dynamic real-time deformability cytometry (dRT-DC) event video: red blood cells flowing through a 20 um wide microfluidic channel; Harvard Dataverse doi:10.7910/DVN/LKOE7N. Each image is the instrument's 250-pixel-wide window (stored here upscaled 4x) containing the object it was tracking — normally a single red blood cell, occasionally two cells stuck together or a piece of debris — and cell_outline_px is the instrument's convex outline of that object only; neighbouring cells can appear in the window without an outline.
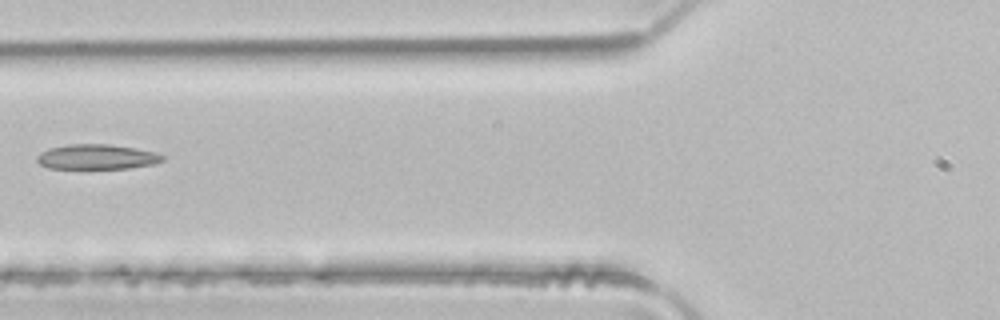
{"species": "common noctule bat (a hibernating species)", "species_latin": "Nyctalus noctula", "temperature_condition": "room temperature", "stored_images_in_passage": 2, "camera_frame_rate_fps": 3000, "um_per_image_px": 0.085, "animal": {"sex": "male", "body_mass_g": 21.5, "forearm_length_mm": 52.0}, "frame": {"image": 1, "passage_image": 2, "time_ms": 0.333, "image_size_px": [1000, 320], "cell_outline_px": [[164, 160], [152, 164], [132, 168], [48, 168], [40, 164], [36, 160], [36, 156], [40, 152], [48, 148], [68, 144], [108, 144], [136, 148], [156, 152], [164, 156]], "centroid_in_image_um": [8.21, 13.32], "position_along_channel_um": 117.6, "area_um2": 18.32}}